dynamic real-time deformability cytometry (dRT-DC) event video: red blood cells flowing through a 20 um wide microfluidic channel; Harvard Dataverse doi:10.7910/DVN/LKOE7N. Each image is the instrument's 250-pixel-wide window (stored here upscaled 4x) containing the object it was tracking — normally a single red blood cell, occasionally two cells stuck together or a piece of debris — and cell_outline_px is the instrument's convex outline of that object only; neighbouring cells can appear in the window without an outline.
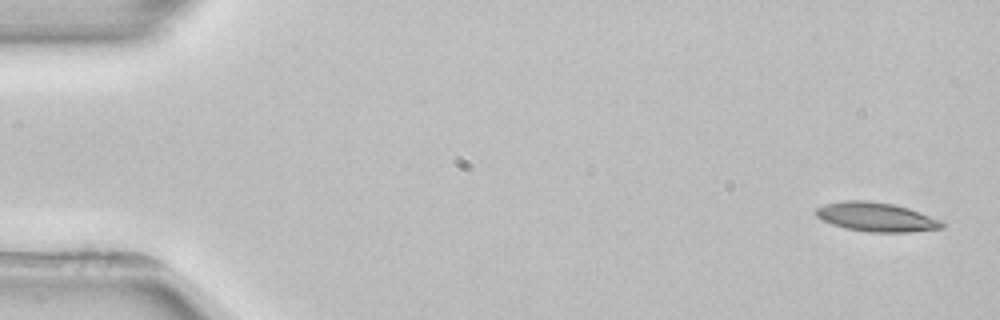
{"species": "common noctule bat (a hibernating species)", "species_latin": "Nyctalus noctula", "temperature_condition": "room temperature", "stored_images_in_passage": 3, "camera_frame_rate_fps": 3000, "um_per_image_px": 0.085, "animal": {"sex": "female", "body_mass_g": 22.7, "forearm_length_mm": 54.2}, "frame": {"image": 1, "passage_image": 1, "time_ms": 0.0, "image_size_px": [1000, 320], "cell_outline_px": [[944, 228], [908, 232], [868, 232], [844, 228], [832, 224], [816, 216], [816, 208], [824, 204], [844, 200], [868, 200], [892, 204], [908, 208], [944, 220]], "centroid_in_image_um": [74.51, 18.44], "position_along_channel_um": 10.5, "area_um2": 21.5}}